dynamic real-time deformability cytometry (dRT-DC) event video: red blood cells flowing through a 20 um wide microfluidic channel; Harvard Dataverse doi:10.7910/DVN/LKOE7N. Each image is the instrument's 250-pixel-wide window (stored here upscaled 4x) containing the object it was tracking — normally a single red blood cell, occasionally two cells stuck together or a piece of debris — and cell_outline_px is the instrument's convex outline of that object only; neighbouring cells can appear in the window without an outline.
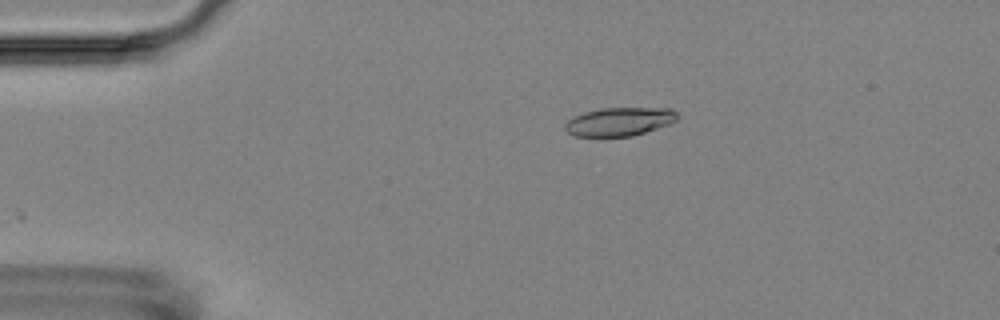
{"species": "Egyptian fruit bat (a non-hibernating species)", "species_latin": "Rousettus aegyptiacus", "temperature_condition": "room temperature", "stored_images_in_passage": 3, "camera_frame_rate_fps": 3000, "um_per_image_px": 0.085, "animal": {"sex": "female"}, "frame": {"image": 1, "passage_image": 3, "time_ms": 2.667, "image_size_px": [1000, 320], "cell_outline_px": [[680, 116], [676, 120], [668, 124], [632, 136], [576, 136], [568, 132], [564, 128], [564, 124], [572, 116], [584, 112], [600, 108], [672, 108]], "centroid_in_image_um": [52.64, 10.32], "position_along_channel_um": 32.4, "area_um2": 18.61}}